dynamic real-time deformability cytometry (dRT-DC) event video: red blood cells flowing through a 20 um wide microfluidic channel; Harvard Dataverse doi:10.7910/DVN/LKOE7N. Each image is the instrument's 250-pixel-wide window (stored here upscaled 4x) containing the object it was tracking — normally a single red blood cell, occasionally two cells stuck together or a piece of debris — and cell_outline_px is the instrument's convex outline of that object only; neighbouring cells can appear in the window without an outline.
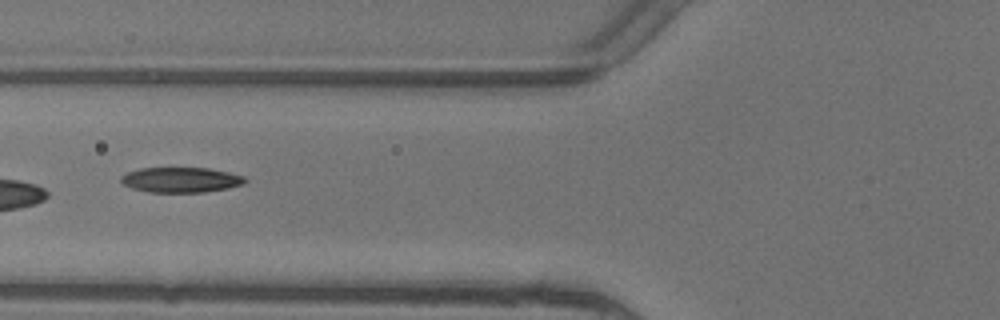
{"species": "common noctule bat (a hibernating species)", "species_latin": "Nyctalus noctula", "temperature_condition": "warm", "stored_images_in_passage": 6, "camera_frame_rate_fps": 3000, "um_per_image_px": 0.085, "animal": {"sex": "female"}, "frame": {"image": 1, "passage_image": 5, "time_ms": 1.333, "image_size_px": [1000, 320], "cell_outline_px": [[248, 180], [244, 184], [228, 188], [204, 192], [148, 192], [132, 188], [124, 184], [120, 180], [120, 176], [128, 172], [140, 168], [208, 168], [228, 172], [244, 176]], "centroid_in_image_um": [15.39, 15.28], "position_along_channel_um": 110.4, "area_um2": 18.21}}
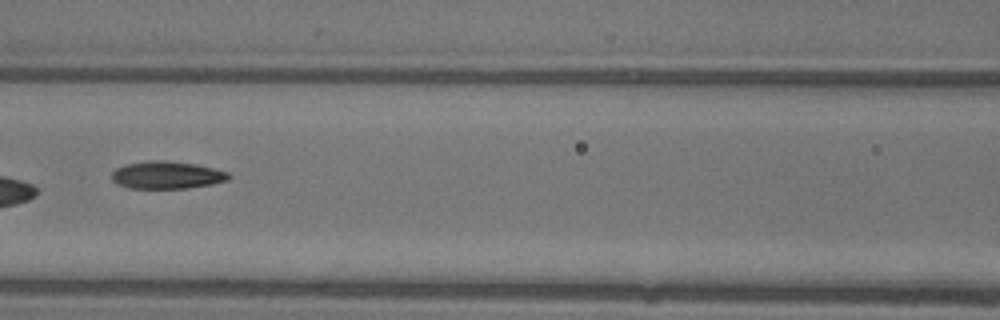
{"frame": {"image": 2, "passage_image": 6, "time_ms": 1.667, "image_size_px": [1000, 320], "cell_outline_px": [[232, 176], [228, 180], [212, 184], [188, 188], [128, 188], [116, 184], [112, 180], [112, 172], [116, 168], [124, 164], [148, 160], [168, 160], [196, 164], [228, 172]], "centroid_in_image_um": [14.16, 14.87], "position_along_channel_um": 152.4, "area_um2": 18.96}}